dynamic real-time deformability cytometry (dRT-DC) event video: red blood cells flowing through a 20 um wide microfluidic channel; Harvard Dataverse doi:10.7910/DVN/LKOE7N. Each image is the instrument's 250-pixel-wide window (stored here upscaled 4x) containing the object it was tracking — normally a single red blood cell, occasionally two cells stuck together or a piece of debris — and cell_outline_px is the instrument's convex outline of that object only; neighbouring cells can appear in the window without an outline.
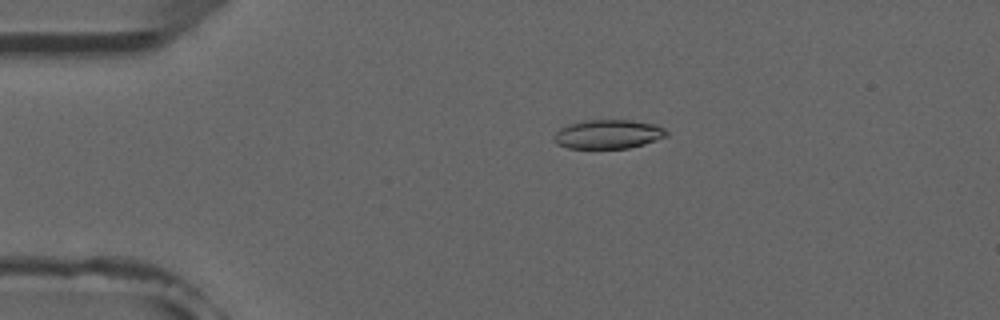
{"species": "common noctule bat (a hibernating species)", "species_latin": "Nyctalus noctula", "temperature_condition": "room temperature", "stored_images_in_passage": 4, "camera_frame_rate_fps": 3000, "um_per_image_px": 0.085, "animal": {"sex": "male", "forearm_length_mm": 52.5}, "frame": {"image": 1, "passage_image": 3, "time_ms": 2.333, "image_size_px": [1000, 320], "cell_outline_px": [[668, 136], [628, 148], [568, 148], [556, 144], [552, 136], [560, 128], [568, 124], [588, 120], [632, 120], [656, 124], [664, 128], [668, 132]], "centroid_in_image_um": [51.68, 11.4], "position_along_channel_um": 33.3, "area_um2": 19.02}}